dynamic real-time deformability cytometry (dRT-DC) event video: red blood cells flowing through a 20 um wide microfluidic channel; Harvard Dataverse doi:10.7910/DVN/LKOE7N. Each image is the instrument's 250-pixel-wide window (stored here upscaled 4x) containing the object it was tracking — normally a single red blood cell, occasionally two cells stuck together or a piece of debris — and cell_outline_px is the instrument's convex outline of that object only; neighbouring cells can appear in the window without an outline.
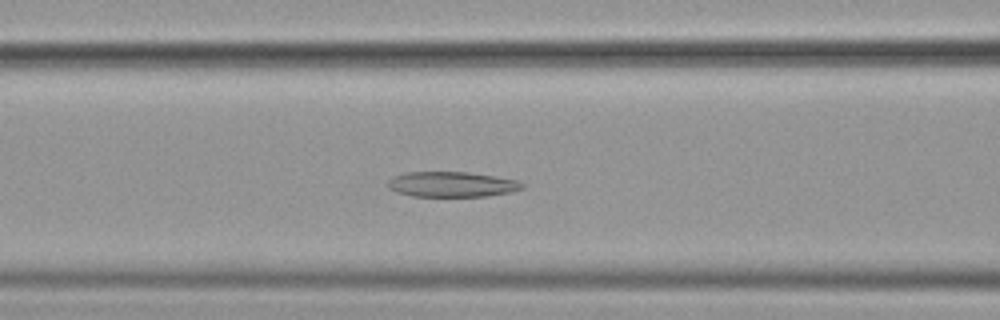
{"species": "common noctule bat (a hibernating species)", "species_latin": "Nyctalus noctula", "temperature_condition": "cold", "stored_images_in_passage": 56, "camera_frame_rate_fps": 3000, "um_per_image_px": 0.085, "animal": {"sex": "female", "body_mass_g": 19.9}, "frame": {"image": 1, "passage_image": 23, "time_ms": 7.333, "image_size_px": [1000, 320], "cell_outline_px": [[524, 188], [508, 192], [488, 196], [412, 196], [396, 192], [388, 188], [388, 180], [392, 176], [408, 172], [468, 172], [520, 180], [524, 184]], "centroid_in_image_um": [38.4, 15.66], "position_along_channel_um": 128.2, "area_um2": 19.83}}
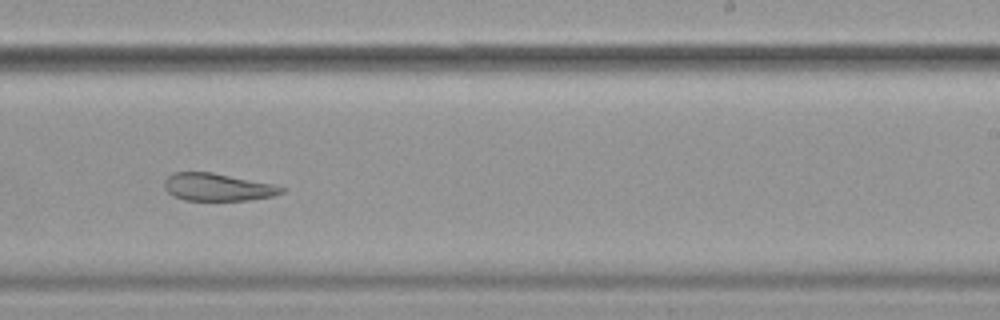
{"frame": {"image": 2, "passage_image": 35, "time_ms": 11.333, "image_size_px": [1000, 320], "cell_outline_px": [[284, 192], [272, 196], [248, 200], [184, 200], [172, 196], [164, 188], [164, 180], [172, 172], [212, 172], [272, 184], [284, 188]], "centroid_in_image_um": [18.44, 15.9], "position_along_channel_um": 270.6, "area_um2": 18.73}}
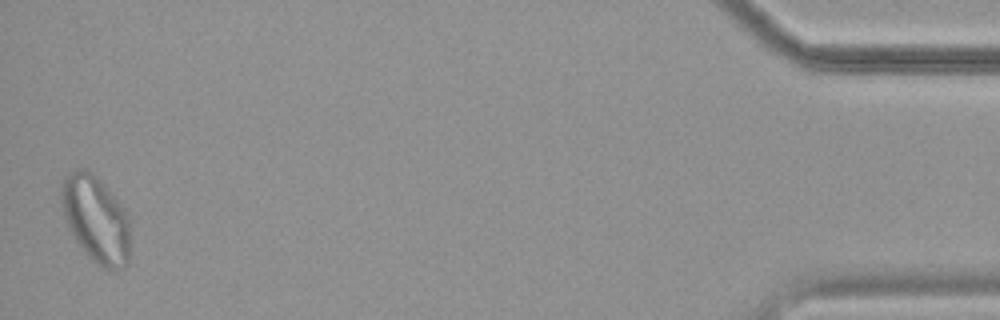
{"frame": {"image": 3, "passage_image": 55, "time_ms": 18.0, "image_size_px": [1000, 320], "cell_outline_px": [[128, 264], [120, 272], [100, 268], [92, 260], [76, 240], [68, 224], [64, 212], [64, 176], [80, 168], [84, 168], [120, 204], [128, 216]], "centroid_in_image_um": [8.2, 18.76], "position_along_channel_um": 427.0, "area_um2": 33.12}, "authors_computed_cell_mechanics": {"area_um2": 24.3338, "velocity_mm_per_s": 3.5753, "shape_relaxation_time_tau1_ms": null, "shape_relaxation_time_tau2_ms": 3.7171, "deformation_change_tau1": null, "deformation_change_tau2": 0.115}}